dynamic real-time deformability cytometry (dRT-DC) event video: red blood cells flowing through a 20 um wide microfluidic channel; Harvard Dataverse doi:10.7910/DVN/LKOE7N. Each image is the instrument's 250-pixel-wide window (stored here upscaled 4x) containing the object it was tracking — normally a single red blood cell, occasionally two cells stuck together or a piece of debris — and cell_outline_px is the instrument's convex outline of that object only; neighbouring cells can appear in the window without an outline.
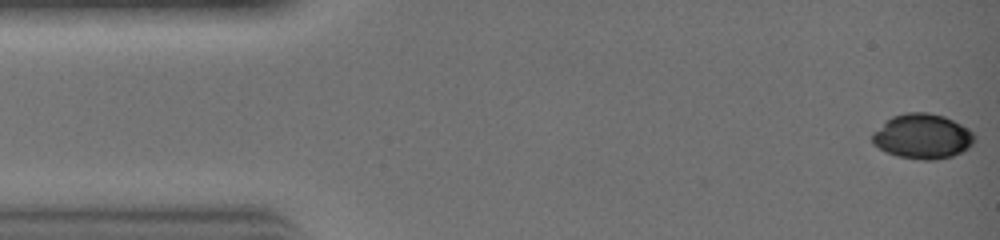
{"species": "common noctule bat (a hibernating species)", "species_latin": "Nyctalus noctula", "temperature_condition": "warm", "stored_images_in_passage": 30, "camera_frame_rate_fps": 3000, "um_per_image_px": 0.085, "animal": {"sex": "female", "body_mass_g": 19.0, "forearm_length_mm": 51.5}, "frame": {"image": 1, "passage_image": 1, "time_ms": 0.0, "image_size_px": [1000, 240], "cell_outline_px": [[976, 140], [964, 152], [952, 156], [936, 160], [920, 160], [896, 156], [884, 152], [872, 144], [872, 132], [892, 116], [908, 112], [928, 112], [944, 116], [960, 124], [972, 132], [976, 136]], "centroid_in_image_um": [78.4, 11.61], "position_along_channel_um": 6.6, "area_um2": 27.05}}
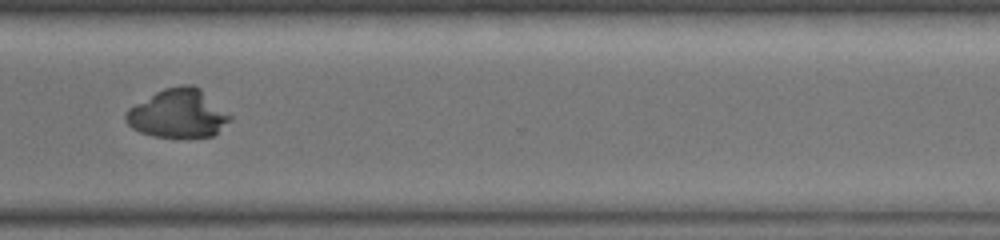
{"frame": {"image": 2, "passage_image": 23, "time_ms": 7.333, "image_size_px": [1000, 240], "cell_outline_px": [[232, 120], [212, 136], [152, 136], [140, 132], [132, 128], [124, 120], [124, 116], [128, 108], [156, 92], [164, 88], [180, 84], [192, 84], [200, 88], [232, 116]], "centroid_in_image_um": [15.12, 9.63], "position_along_channel_um": 355.5, "area_um2": 29.3}}
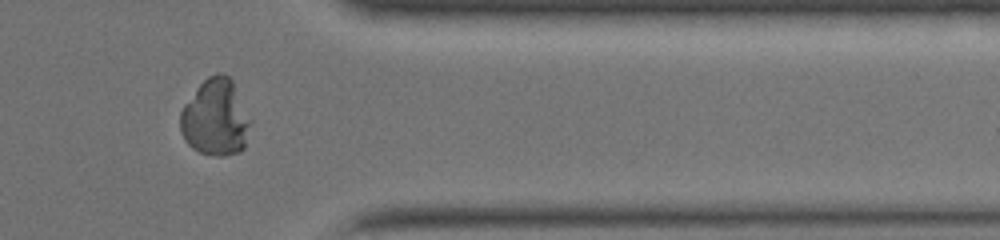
{"frame": {"image": 3, "passage_image": 25, "time_ms": 8.0, "image_size_px": [1000, 240], "cell_outline_px": [[252, 120], [244, 148], [240, 152], [220, 156], [216, 156], [200, 152], [192, 148], [184, 140], [180, 132], [180, 112], [184, 104], [196, 88], [208, 76], [216, 72], [224, 72], [232, 80]], "centroid_in_image_um": [18.32, 9.99], "position_along_channel_um": 393.1, "area_um2": 31.73}}